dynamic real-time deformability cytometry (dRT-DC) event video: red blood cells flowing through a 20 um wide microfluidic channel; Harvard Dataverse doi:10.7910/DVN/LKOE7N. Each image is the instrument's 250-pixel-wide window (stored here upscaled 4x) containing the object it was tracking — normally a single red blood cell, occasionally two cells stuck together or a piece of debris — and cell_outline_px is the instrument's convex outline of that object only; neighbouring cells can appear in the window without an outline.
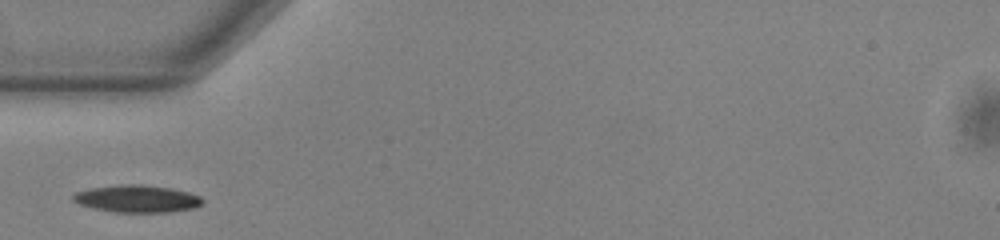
{"species": "common noctule bat (a hibernating species)", "species_latin": "Nyctalus noctula", "temperature_condition": "warm", "stored_images_in_passage": 28, "camera_frame_rate_fps": 3000, "um_per_image_px": 0.085, "animal": {"sex": "male", "body_mass_g": 13.0, "forearm_length_mm": 53.1}, "frame": {"image": 1, "passage_image": 1, "time_ms": 0.0, "image_size_px": [1000, 240], "cell_outline_px": [[204, 204], [196, 208], [168, 212], [112, 212], [80, 204], [72, 200], [72, 196], [76, 192], [92, 188], [120, 184], [140, 184], [172, 188], [188, 192], [200, 196], [204, 200]], "centroid_in_image_um": [11.71, 16.89], "position_along_channel_um": 73.3, "area_um2": 20.63}}
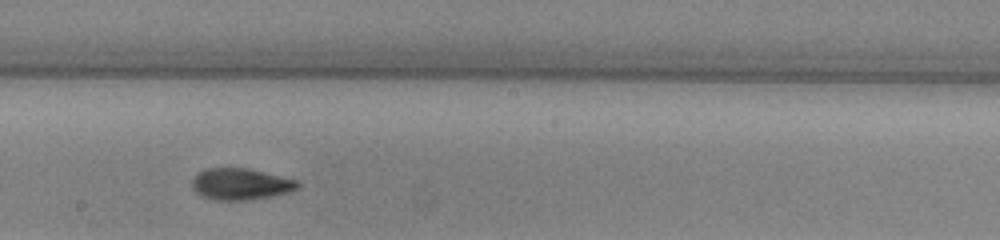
{"frame": {"image": 2, "passage_image": 13, "time_ms": 4.0, "image_size_px": [1000, 240], "cell_outline_px": [[300, 184], [296, 188], [288, 192], [248, 200], [216, 200], [200, 196], [192, 188], [192, 176], [196, 172], [204, 168], [248, 168], [296, 180]], "centroid_in_image_um": [20.36, 15.63], "position_along_channel_um": 227.8, "area_um2": 19.36}}
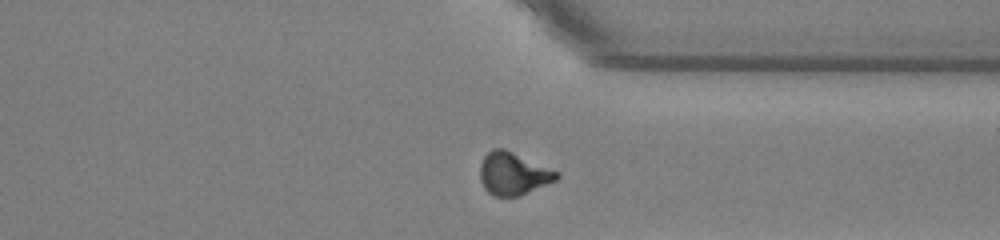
{"frame": {"image": 3, "passage_image": 24, "time_ms": 7.667, "image_size_px": [1000, 240], "cell_outline_px": [[560, 176], [556, 180], [516, 196], [492, 196], [484, 188], [480, 180], [480, 164], [484, 156], [492, 148], [504, 148], [560, 172]], "centroid_in_image_um": [43.6, 14.74], "position_along_channel_um": 367.8, "area_um2": 18.9}}